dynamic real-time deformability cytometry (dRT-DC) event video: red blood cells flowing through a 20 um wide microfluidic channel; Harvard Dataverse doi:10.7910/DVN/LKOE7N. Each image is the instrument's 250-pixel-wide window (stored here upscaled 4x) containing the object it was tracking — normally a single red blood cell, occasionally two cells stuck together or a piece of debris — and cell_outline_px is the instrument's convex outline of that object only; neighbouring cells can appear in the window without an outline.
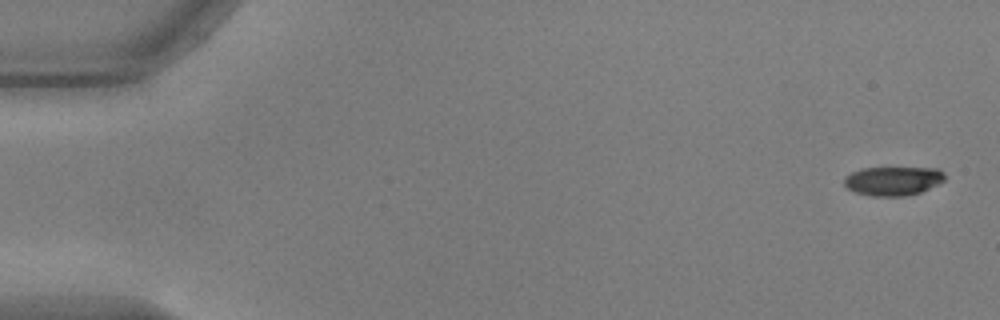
{"species": "common noctule bat (a hibernating species)", "species_latin": "Nyctalus noctula", "temperature_condition": "warm", "stored_images_in_passage": 54, "camera_frame_rate_fps": 3000, "um_per_image_px": 0.085, "animal": {"sex": "male", "body_mass_g": 17.9, "forearm_length_mm": 54.2}, "frame": {"image": 1, "passage_image": 1, "time_ms": 0.0, "image_size_px": [1000, 320], "cell_outline_px": [[944, 180], [920, 192], [904, 196], [872, 196], [856, 192], [848, 188], [844, 184], [844, 176], [860, 168], [940, 168], [944, 172]], "centroid_in_image_um": [75.89, 15.37], "position_along_channel_um": 9.1, "area_um2": 16.88}}
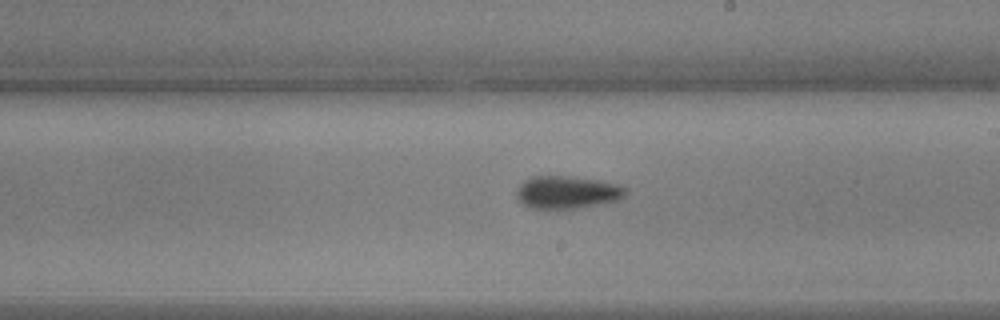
{"frame": {"image": 2, "passage_image": 31, "time_ms": 10.0, "image_size_px": [1000, 320], "cell_outline_px": [[628, 188], [624, 196], [616, 200], [576, 208], [544, 212], [528, 208], [516, 196], [516, 192], [520, 184], [524, 180], [532, 176], [568, 176], [600, 180], [616, 184]], "centroid_in_image_um": [48.13, 16.37], "position_along_channel_um": 240.9, "area_um2": 21.21}}
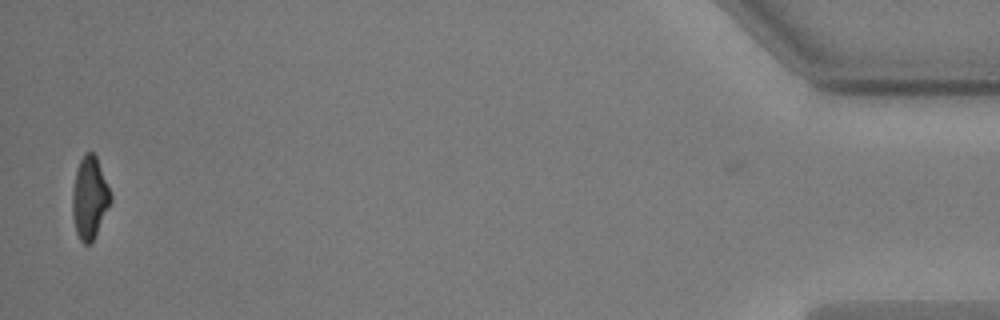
{"frame": {"image": 3, "passage_image": 53, "time_ms": 17.333, "image_size_px": [1000, 320], "cell_outline_px": [[112, 200], [96, 236], [88, 244], [84, 244], [80, 240], [76, 232], [72, 216], [72, 192], [76, 172], [80, 160], [84, 152], [92, 152], [96, 156], [112, 196]], "centroid_in_image_um": [7.61, 16.83], "position_along_channel_um": 427.6, "area_um2": 18.26}, "authors_computed_cell_mechanics": {"area_um2": 19.7098, "velocity_mm_per_s": 3.7188, "shape_relaxation_time_tau1_ms": 3.7065, "shape_relaxation_time_tau2_ms": 4.002, "deformation_change_tau1": 0.159, "deformation_change_tau2": 0.098}}